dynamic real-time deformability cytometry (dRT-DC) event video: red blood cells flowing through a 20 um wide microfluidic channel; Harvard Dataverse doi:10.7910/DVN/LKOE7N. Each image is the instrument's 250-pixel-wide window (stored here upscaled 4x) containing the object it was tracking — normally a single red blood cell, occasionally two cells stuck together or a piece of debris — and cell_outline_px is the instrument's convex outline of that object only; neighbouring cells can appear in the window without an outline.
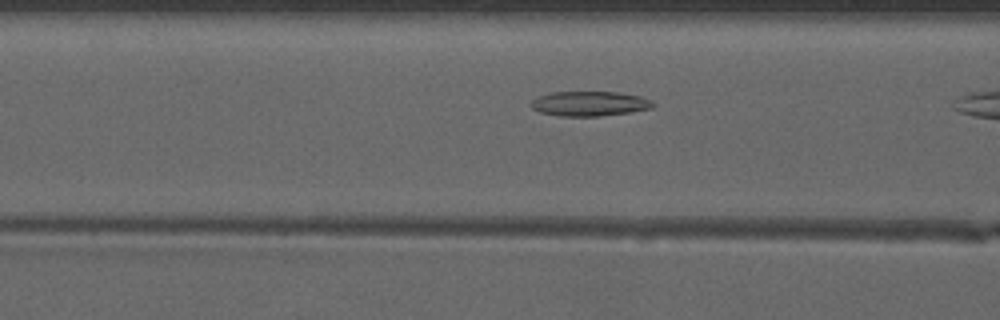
{"species": "common noctule bat (a hibernating species)", "species_latin": "Nyctalus noctula", "temperature_condition": "warm", "stored_images_in_passage": 16, "camera_frame_rate_fps": 3000, "um_per_image_px": 0.085, "animal": {"sex": "male", "forearm_length_mm": 52.5}, "frame": {"image": 1, "passage_image": 14, "time_ms": 4.333, "image_size_px": [1000, 320], "cell_outline_px": [[656, 104], [652, 108], [632, 112], [600, 116], [560, 116], [540, 112], [532, 108], [532, 100], [536, 96], [552, 92], [616, 92], [640, 96], [652, 100]], "centroid_in_image_um": [50.13, 8.81], "position_along_channel_um": 116.5, "area_um2": 17.69}}